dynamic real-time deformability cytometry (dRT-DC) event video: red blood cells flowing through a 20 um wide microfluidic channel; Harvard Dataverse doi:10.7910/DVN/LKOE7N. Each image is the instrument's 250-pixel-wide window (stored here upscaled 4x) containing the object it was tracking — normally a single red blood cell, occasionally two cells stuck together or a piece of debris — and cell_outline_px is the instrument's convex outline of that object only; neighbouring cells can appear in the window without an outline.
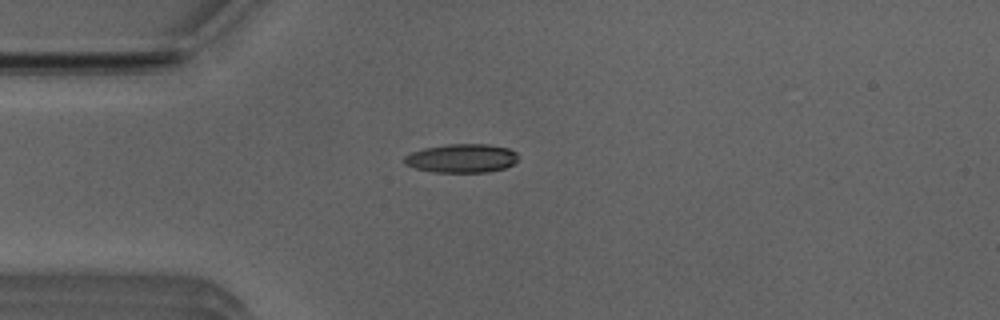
{"species": "Egyptian fruit bat (a non-hibernating species)", "species_latin": "Rousettus aegyptiacus", "temperature_condition": "room temperature", "stored_images_in_passage": 37, "camera_frame_rate_fps": 3000, "um_per_image_px": 0.085, "animal": {"sex": "male"}, "frame": {"image": 1, "passage_image": 2, "time_ms": 0.333, "image_size_px": [1000, 320], "cell_outline_px": [[516, 160], [512, 164], [504, 168], [488, 172], [432, 172], [416, 168], [404, 164], [404, 156], [412, 152], [424, 148], [448, 144], [488, 144], [508, 148], [516, 152]], "centroid_in_image_um": [39.22, 13.45], "position_along_channel_um": 45.8, "area_um2": 18.96}}
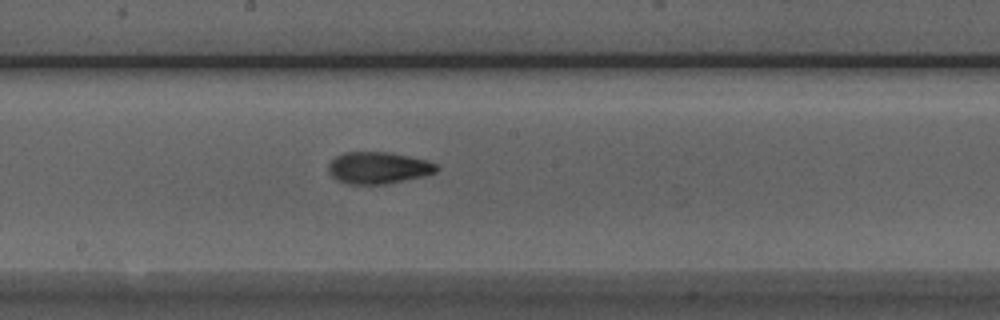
{"frame": {"image": 2, "passage_image": 16, "time_ms": 5.0, "image_size_px": [1000, 320], "cell_outline_px": [[440, 168], [436, 172], [424, 176], [384, 184], [348, 184], [336, 180], [328, 172], [328, 164], [336, 156], [344, 152], [392, 152], [428, 160], [436, 164]], "centroid_in_image_um": [32.16, 14.26], "position_along_channel_um": 216.0, "area_um2": 20.23}}
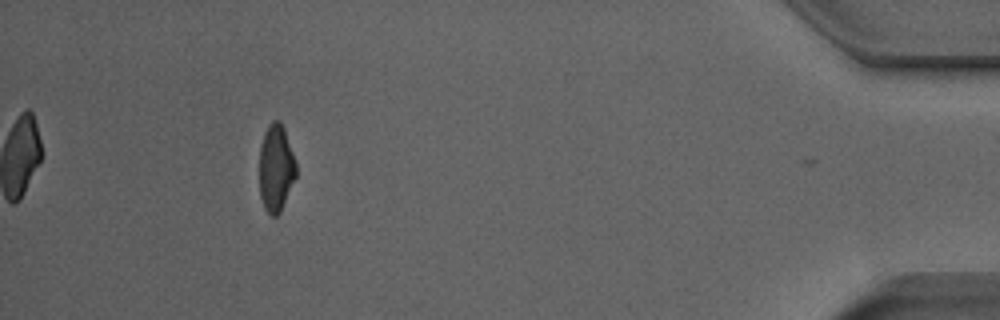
{"frame": {"image": 3, "passage_image": 36, "time_ms": 11.667, "image_size_px": [1000, 320], "cell_outline_px": [[296, 176], [280, 212], [276, 216], [272, 216], [264, 208], [260, 196], [260, 148], [264, 132], [272, 120], [280, 120], [284, 128], [296, 164]], "centroid_in_image_um": [23.45, 14.28], "position_along_channel_um": 411.8, "area_um2": 18.44}, "authors_computed_cell_mechanics": {"area_um2": 19.4786, "velocity_mm_per_s": 3.9511, "shape_relaxation_time_tau1_ms": 5.1995, "shape_relaxation_time_tau2_ms": 2.7557, "deformation_change_tau1": 0.1637, "deformation_change_tau2": 0.1091}}